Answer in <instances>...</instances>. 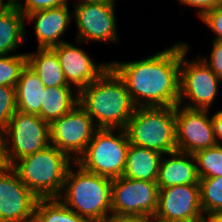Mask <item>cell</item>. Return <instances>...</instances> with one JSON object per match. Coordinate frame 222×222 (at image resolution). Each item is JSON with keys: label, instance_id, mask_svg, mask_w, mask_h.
Returning <instances> with one entry per match:
<instances>
[{"label": "cell", "instance_id": "obj_16", "mask_svg": "<svg viewBox=\"0 0 222 222\" xmlns=\"http://www.w3.org/2000/svg\"><path fill=\"white\" fill-rule=\"evenodd\" d=\"M68 5L28 13L25 20L35 24L34 30L38 41V49L54 48L63 42L60 37L67 30L71 21Z\"/></svg>", "mask_w": 222, "mask_h": 222}, {"label": "cell", "instance_id": "obj_30", "mask_svg": "<svg viewBox=\"0 0 222 222\" xmlns=\"http://www.w3.org/2000/svg\"><path fill=\"white\" fill-rule=\"evenodd\" d=\"M201 20L216 33L217 37L214 40L222 41V3L209 11Z\"/></svg>", "mask_w": 222, "mask_h": 222}, {"label": "cell", "instance_id": "obj_14", "mask_svg": "<svg viewBox=\"0 0 222 222\" xmlns=\"http://www.w3.org/2000/svg\"><path fill=\"white\" fill-rule=\"evenodd\" d=\"M37 201L12 166L0 171V222H33Z\"/></svg>", "mask_w": 222, "mask_h": 222}, {"label": "cell", "instance_id": "obj_2", "mask_svg": "<svg viewBox=\"0 0 222 222\" xmlns=\"http://www.w3.org/2000/svg\"><path fill=\"white\" fill-rule=\"evenodd\" d=\"M78 104L97 128L106 129H125L136 109L125 82L111 66L78 92Z\"/></svg>", "mask_w": 222, "mask_h": 222}, {"label": "cell", "instance_id": "obj_4", "mask_svg": "<svg viewBox=\"0 0 222 222\" xmlns=\"http://www.w3.org/2000/svg\"><path fill=\"white\" fill-rule=\"evenodd\" d=\"M75 162L55 146L27 155L12 167L22 183L38 198H58L63 190L68 169Z\"/></svg>", "mask_w": 222, "mask_h": 222}, {"label": "cell", "instance_id": "obj_29", "mask_svg": "<svg viewBox=\"0 0 222 222\" xmlns=\"http://www.w3.org/2000/svg\"><path fill=\"white\" fill-rule=\"evenodd\" d=\"M210 59L202 57V61L205 62L212 72L222 81V41L214 40L212 43Z\"/></svg>", "mask_w": 222, "mask_h": 222}, {"label": "cell", "instance_id": "obj_20", "mask_svg": "<svg viewBox=\"0 0 222 222\" xmlns=\"http://www.w3.org/2000/svg\"><path fill=\"white\" fill-rule=\"evenodd\" d=\"M15 88L17 110L38 115L43 102L45 86L28 65L21 71Z\"/></svg>", "mask_w": 222, "mask_h": 222}, {"label": "cell", "instance_id": "obj_33", "mask_svg": "<svg viewBox=\"0 0 222 222\" xmlns=\"http://www.w3.org/2000/svg\"><path fill=\"white\" fill-rule=\"evenodd\" d=\"M107 222H155L149 216H112Z\"/></svg>", "mask_w": 222, "mask_h": 222}, {"label": "cell", "instance_id": "obj_17", "mask_svg": "<svg viewBox=\"0 0 222 222\" xmlns=\"http://www.w3.org/2000/svg\"><path fill=\"white\" fill-rule=\"evenodd\" d=\"M165 155L161 157L156 180L159 189L179 185H199L200 178L193 154L176 150Z\"/></svg>", "mask_w": 222, "mask_h": 222}, {"label": "cell", "instance_id": "obj_26", "mask_svg": "<svg viewBox=\"0 0 222 222\" xmlns=\"http://www.w3.org/2000/svg\"><path fill=\"white\" fill-rule=\"evenodd\" d=\"M26 65V53L0 56V85L16 87Z\"/></svg>", "mask_w": 222, "mask_h": 222}, {"label": "cell", "instance_id": "obj_31", "mask_svg": "<svg viewBox=\"0 0 222 222\" xmlns=\"http://www.w3.org/2000/svg\"><path fill=\"white\" fill-rule=\"evenodd\" d=\"M179 4L198 9L199 18L202 19L209 11L222 3V0H178Z\"/></svg>", "mask_w": 222, "mask_h": 222}, {"label": "cell", "instance_id": "obj_27", "mask_svg": "<svg viewBox=\"0 0 222 222\" xmlns=\"http://www.w3.org/2000/svg\"><path fill=\"white\" fill-rule=\"evenodd\" d=\"M16 110V88L0 85V132L6 130Z\"/></svg>", "mask_w": 222, "mask_h": 222}, {"label": "cell", "instance_id": "obj_21", "mask_svg": "<svg viewBox=\"0 0 222 222\" xmlns=\"http://www.w3.org/2000/svg\"><path fill=\"white\" fill-rule=\"evenodd\" d=\"M26 55L27 65L39 76L45 87L70 86L52 48L37 49V52Z\"/></svg>", "mask_w": 222, "mask_h": 222}, {"label": "cell", "instance_id": "obj_36", "mask_svg": "<svg viewBox=\"0 0 222 222\" xmlns=\"http://www.w3.org/2000/svg\"><path fill=\"white\" fill-rule=\"evenodd\" d=\"M8 8H18L24 0H1Z\"/></svg>", "mask_w": 222, "mask_h": 222}, {"label": "cell", "instance_id": "obj_38", "mask_svg": "<svg viewBox=\"0 0 222 222\" xmlns=\"http://www.w3.org/2000/svg\"><path fill=\"white\" fill-rule=\"evenodd\" d=\"M7 6L0 1V15L6 10Z\"/></svg>", "mask_w": 222, "mask_h": 222}, {"label": "cell", "instance_id": "obj_11", "mask_svg": "<svg viewBox=\"0 0 222 222\" xmlns=\"http://www.w3.org/2000/svg\"><path fill=\"white\" fill-rule=\"evenodd\" d=\"M115 1H101L75 5L73 19L77 27L76 39L81 42H118Z\"/></svg>", "mask_w": 222, "mask_h": 222}, {"label": "cell", "instance_id": "obj_18", "mask_svg": "<svg viewBox=\"0 0 222 222\" xmlns=\"http://www.w3.org/2000/svg\"><path fill=\"white\" fill-rule=\"evenodd\" d=\"M162 155L157 151L130 144L123 176L156 182Z\"/></svg>", "mask_w": 222, "mask_h": 222}, {"label": "cell", "instance_id": "obj_10", "mask_svg": "<svg viewBox=\"0 0 222 222\" xmlns=\"http://www.w3.org/2000/svg\"><path fill=\"white\" fill-rule=\"evenodd\" d=\"M97 129L92 118L77 104L50 124V143L76 162Z\"/></svg>", "mask_w": 222, "mask_h": 222}, {"label": "cell", "instance_id": "obj_1", "mask_svg": "<svg viewBox=\"0 0 222 222\" xmlns=\"http://www.w3.org/2000/svg\"><path fill=\"white\" fill-rule=\"evenodd\" d=\"M181 42L148 58L110 62L136 107H175L180 96Z\"/></svg>", "mask_w": 222, "mask_h": 222}, {"label": "cell", "instance_id": "obj_22", "mask_svg": "<svg viewBox=\"0 0 222 222\" xmlns=\"http://www.w3.org/2000/svg\"><path fill=\"white\" fill-rule=\"evenodd\" d=\"M25 16L18 8H6L0 15V56L15 52L25 41Z\"/></svg>", "mask_w": 222, "mask_h": 222}, {"label": "cell", "instance_id": "obj_19", "mask_svg": "<svg viewBox=\"0 0 222 222\" xmlns=\"http://www.w3.org/2000/svg\"><path fill=\"white\" fill-rule=\"evenodd\" d=\"M74 90L72 86L45 87L38 116L51 124L67 114L78 104V92Z\"/></svg>", "mask_w": 222, "mask_h": 222}, {"label": "cell", "instance_id": "obj_9", "mask_svg": "<svg viewBox=\"0 0 222 222\" xmlns=\"http://www.w3.org/2000/svg\"><path fill=\"white\" fill-rule=\"evenodd\" d=\"M112 216L154 217L158 207L159 188L156 182L112 179Z\"/></svg>", "mask_w": 222, "mask_h": 222}, {"label": "cell", "instance_id": "obj_3", "mask_svg": "<svg viewBox=\"0 0 222 222\" xmlns=\"http://www.w3.org/2000/svg\"><path fill=\"white\" fill-rule=\"evenodd\" d=\"M75 166L68 169L58 198L89 222H107L112 217V179L88 172L76 162Z\"/></svg>", "mask_w": 222, "mask_h": 222}, {"label": "cell", "instance_id": "obj_8", "mask_svg": "<svg viewBox=\"0 0 222 222\" xmlns=\"http://www.w3.org/2000/svg\"><path fill=\"white\" fill-rule=\"evenodd\" d=\"M4 135L6 156L10 166L20 158L40 151L51 144L50 124L36 114L19 110H16L10 119Z\"/></svg>", "mask_w": 222, "mask_h": 222}, {"label": "cell", "instance_id": "obj_32", "mask_svg": "<svg viewBox=\"0 0 222 222\" xmlns=\"http://www.w3.org/2000/svg\"><path fill=\"white\" fill-rule=\"evenodd\" d=\"M212 125L217 145H220L218 139L222 140V109L212 115Z\"/></svg>", "mask_w": 222, "mask_h": 222}, {"label": "cell", "instance_id": "obj_28", "mask_svg": "<svg viewBox=\"0 0 222 222\" xmlns=\"http://www.w3.org/2000/svg\"><path fill=\"white\" fill-rule=\"evenodd\" d=\"M23 2L25 3L21 4L18 9L24 14V16L35 11L68 4V0H24Z\"/></svg>", "mask_w": 222, "mask_h": 222}, {"label": "cell", "instance_id": "obj_25", "mask_svg": "<svg viewBox=\"0 0 222 222\" xmlns=\"http://www.w3.org/2000/svg\"><path fill=\"white\" fill-rule=\"evenodd\" d=\"M199 185L203 213L222 212V177L201 178Z\"/></svg>", "mask_w": 222, "mask_h": 222}, {"label": "cell", "instance_id": "obj_37", "mask_svg": "<svg viewBox=\"0 0 222 222\" xmlns=\"http://www.w3.org/2000/svg\"><path fill=\"white\" fill-rule=\"evenodd\" d=\"M101 1H109V0H79L76 2L75 5H79L82 3H95V2H101Z\"/></svg>", "mask_w": 222, "mask_h": 222}, {"label": "cell", "instance_id": "obj_5", "mask_svg": "<svg viewBox=\"0 0 222 222\" xmlns=\"http://www.w3.org/2000/svg\"><path fill=\"white\" fill-rule=\"evenodd\" d=\"M125 130L132 145L164 155L177 150L175 107H136Z\"/></svg>", "mask_w": 222, "mask_h": 222}, {"label": "cell", "instance_id": "obj_34", "mask_svg": "<svg viewBox=\"0 0 222 222\" xmlns=\"http://www.w3.org/2000/svg\"><path fill=\"white\" fill-rule=\"evenodd\" d=\"M4 132H0V171L6 170L10 164L7 161Z\"/></svg>", "mask_w": 222, "mask_h": 222}, {"label": "cell", "instance_id": "obj_13", "mask_svg": "<svg viewBox=\"0 0 222 222\" xmlns=\"http://www.w3.org/2000/svg\"><path fill=\"white\" fill-rule=\"evenodd\" d=\"M209 110L175 106L177 150L195 154L217 145Z\"/></svg>", "mask_w": 222, "mask_h": 222}, {"label": "cell", "instance_id": "obj_24", "mask_svg": "<svg viewBox=\"0 0 222 222\" xmlns=\"http://www.w3.org/2000/svg\"><path fill=\"white\" fill-rule=\"evenodd\" d=\"M199 178L222 177V145L200 150L193 154Z\"/></svg>", "mask_w": 222, "mask_h": 222}, {"label": "cell", "instance_id": "obj_23", "mask_svg": "<svg viewBox=\"0 0 222 222\" xmlns=\"http://www.w3.org/2000/svg\"><path fill=\"white\" fill-rule=\"evenodd\" d=\"M33 222H89L70 210L59 198L38 199Z\"/></svg>", "mask_w": 222, "mask_h": 222}, {"label": "cell", "instance_id": "obj_7", "mask_svg": "<svg viewBox=\"0 0 222 222\" xmlns=\"http://www.w3.org/2000/svg\"><path fill=\"white\" fill-rule=\"evenodd\" d=\"M189 44L181 42L180 63V96L178 104L182 105L184 98L188 99L183 107L189 109L209 110L217 96L220 79L212 72L210 67L199 59L187 61Z\"/></svg>", "mask_w": 222, "mask_h": 222}, {"label": "cell", "instance_id": "obj_6", "mask_svg": "<svg viewBox=\"0 0 222 222\" xmlns=\"http://www.w3.org/2000/svg\"><path fill=\"white\" fill-rule=\"evenodd\" d=\"M117 132V135L114 133ZM130 141L125 129L98 128L76 163L110 179L123 176Z\"/></svg>", "mask_w": 222, "mask_h": 222}, {"label": "cell", "instance_id": "obj_35", "mask_svg": "<svg viewBox=\"0 0 222 222\" xmlns=\"http://www.w3.org/2000/svg\"><path fill=\"white\" fill-rule=\"evenodd\" d=\"M202 222H222V212H209L203 215Z\"/></svg>", "mask_w": 222, "mask_h": 222}, {"label": "cell", "instance_id": "obj_15", "mask_svg": "<svg viewBox=\"0 0 222 222\" xmlns=\"http://www.w3.org/2000/svg\"><path fill=\"white\" fill-rule=\"evenodd\" d=\"M76 43L75 46L63 42L52 49L57 54L68 85L79 92L95 81L110 66V63L93 62L88 53L77 47L81 42L76 40Z\"/></svg>", "mask_w": 222, "mask_h": 222}, {"label": "cell", "instance_id": "obj_12", "mask_svg": "<svg viewBox=\"0 0 222 222\" xmlns=\"http://www.w3.org/2000/svg\"><path fill=\"white\" fill-rule=\"evenodd\" d=\"M200 185L159 189L155 222H202Z\"/></svg>", "mask_w": 222, "mask_h": 222}]
</instances>
